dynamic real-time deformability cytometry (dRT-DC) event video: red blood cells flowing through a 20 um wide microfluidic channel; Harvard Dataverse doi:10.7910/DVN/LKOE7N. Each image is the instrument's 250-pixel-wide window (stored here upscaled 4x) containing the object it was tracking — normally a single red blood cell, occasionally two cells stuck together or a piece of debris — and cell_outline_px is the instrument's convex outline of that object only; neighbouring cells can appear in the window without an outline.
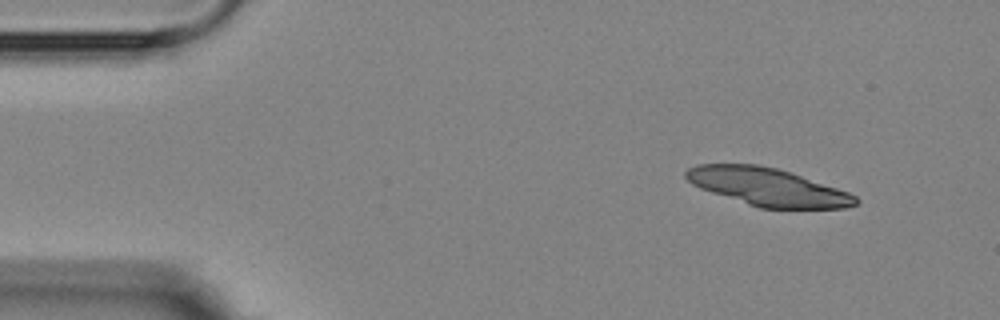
{"species": "Egyptian fruit bat (a non-hibernating species)", "species_latin": "Rousettus aegyptiacus", "temperature_condition": "room temperature", "stored_images_in_passage": 4, "camera_frame_rate_fps": 3000, "um_per_image_px": 0.085, "animal": {"sex": "female"}, "frame": {"image": 1, "passage_image": 1, "time_ms": 0.0, "image_size_px": [1000, 320], "cell_outline_px": [[860, 200], [856, 204], [844, 208], [760, 208], [700, 188], [692, 184], [684, 176], [684, 172], [688, 168], [696, 164], [756, 164], [776, 168], [792, 172], [848, 192], [856, 196]], "centroid_in_image_um": [65.24, 15.88], "position_along_channel_um": 19.8, "area_um2": 37.11}}